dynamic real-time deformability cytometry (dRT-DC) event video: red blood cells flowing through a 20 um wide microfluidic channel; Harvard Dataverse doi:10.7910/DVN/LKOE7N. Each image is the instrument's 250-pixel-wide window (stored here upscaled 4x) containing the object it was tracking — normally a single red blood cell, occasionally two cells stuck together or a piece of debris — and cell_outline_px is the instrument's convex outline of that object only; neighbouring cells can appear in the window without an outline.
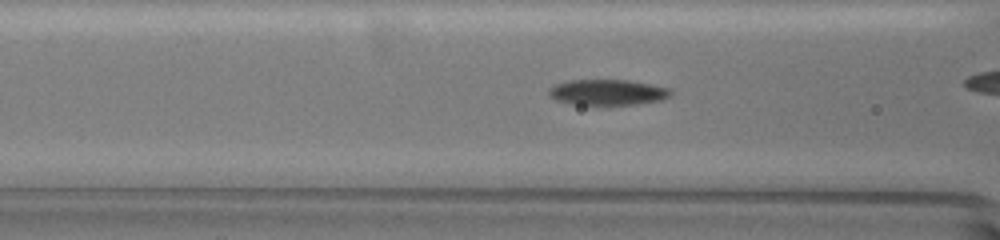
{"species": "common noctule bat (a hibernating species)", "species_latin": "Nyctalus noctula", "temperature_condition": "warm", "stored_images_in_passage": 32, "camera_frame_rate_fps": 3000, "um_per_image_px": 0.085, "animal": {"sex": "female", "body_mass_g": 19.5, "forearm_length_mm": 54.1}, "frame": {"image": 1, "passage_image": 10, "time_ms": 3.0, "image_size_px": [1000, 240], "cell_outline_px": [[672, 96], [664, 100], [636, 104], [572, 104], [556, 100], [548, 96], [548, 88], [556, 84], [568, 80], [628, 80], [672, 88]], "centroid_in_image_um": [51.67, 7.84], "position_along_channel_um": 114.9, "area_um2": 18.38}}